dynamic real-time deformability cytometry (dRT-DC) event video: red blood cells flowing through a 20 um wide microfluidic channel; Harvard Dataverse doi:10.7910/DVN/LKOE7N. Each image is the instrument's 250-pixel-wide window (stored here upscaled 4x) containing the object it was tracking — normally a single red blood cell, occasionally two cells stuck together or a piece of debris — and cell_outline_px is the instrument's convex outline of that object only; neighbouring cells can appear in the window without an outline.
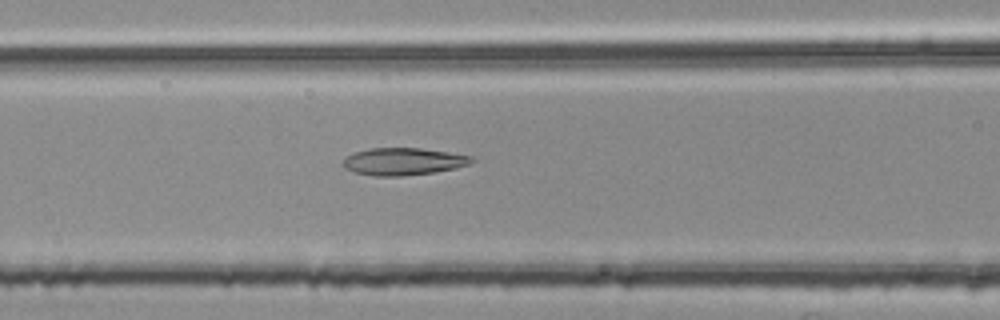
{"species": "common noctule bat (a hibernating species)", "species_latin": "Nyctalus noctula", "temperature_condition": "room temperature", "stored_images_in_passage": 33, "camera_frame_rate_fps": 3000, "um_per_image_px": 0.085, "animal": {"sex": "female", "body_mass_g": 25.1}, "frame": {"image": 1, "passage_image": 8, "time_ms": 2.333, "image_size_px": [1000, 320], "cell_outline_px": [[476, 160], [468, 164], [456, 168], [432, 172], [400, 176], [376, 176], [356, 172], [344, 168], [340, 164], [348, 156], [356, 152], [368, 148], [420, 148], [448, 152], [472, 156]], "centroid_in_image_um": [34.28, 13.72], "position_along_channel_um": 132.3, "area_um2": 20.29}}
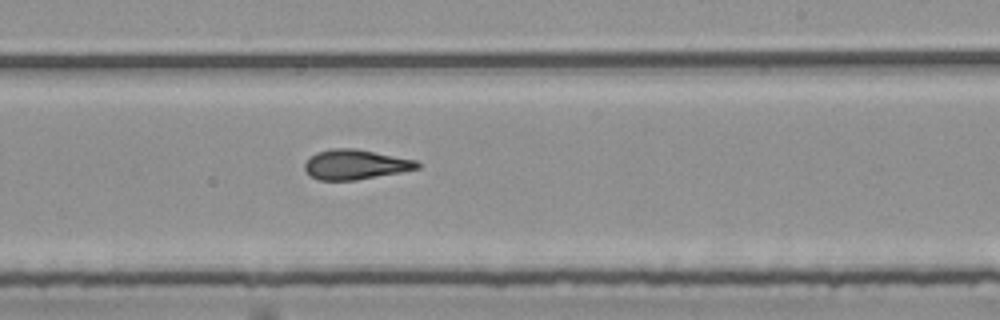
{"frame": {"image": 2, "passage_image": 18, "time_ms": 5.667, "image_size_px": [1000, 320], "cell_outline_px": [[420, 168], [400, 172], [356, 180], [320, 180], [312, 176], [304, 168], [304, 164], [308, 156], [316, 152], [332, 148], [352, 148], [416, 160], [420, 164]], "centroid_in_image_um": [30.17, 13.98], "position_along_channel_um": 258.8, "area_um2": 19.42}}
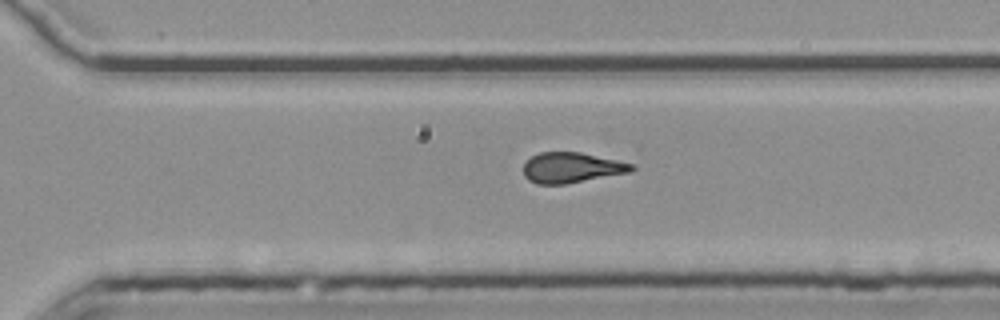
{"frame": {"image": 3, "passage_image": 23, "time_ms": 7.333, "image_size_px": [1000, 320], "cell_outline_px": [[636, 168], [628, 172], [564, 184], [536, 184], [528, 180], [524, 176], [524, 164], [532, 156], [540, 152], [580, 152], [616, 160], [632, 164]], "centroid_in_image_um": [48.53, 14.25], "position_along_channel_um": 322.1, "area_um2": 18.84}, "authors_computed_cell_mechanics": {"area_um2": 19.5942, "velocity_mm_per_s": 3.7994, "shape_relaxation_time_tau1_ms": 9.9269, "shape_relaxation_time_tau2_ms": 2.9036, "deformation_change_tau1": 0.2596, "deformation_change_tau2": 0.1363}}